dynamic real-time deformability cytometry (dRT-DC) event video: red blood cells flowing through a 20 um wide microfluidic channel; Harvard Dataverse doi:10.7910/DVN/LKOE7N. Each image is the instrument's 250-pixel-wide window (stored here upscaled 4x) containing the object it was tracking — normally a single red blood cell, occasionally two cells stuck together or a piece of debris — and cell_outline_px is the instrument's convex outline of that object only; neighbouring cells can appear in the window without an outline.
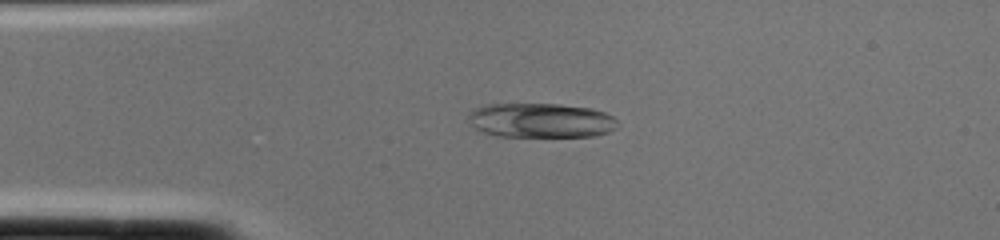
{"species": "common noctule bat (a hibernating species)", "species_latin": "Nyctalus noctula", "temperature_condition": "cold", "stored_images_in_passage": 2, "camera_frame_rate_fps": 3000, "um_per_image_px": 0.085, "animal": {"sex": "female", "body_mass_g": 22.0, "forearm_length_mm": 56.7}, "frame": {"image": 1, "passage_image": 1, "time_ms": 0.0, "image_size_px": [1000, 240], "cell_outline_px": [[620, 124], [616, 128], [608, 132], [596, 136], [496, 136], [484, 132], [476, 128], [472, 124], [468, 116], [468, 112], [472, 108], [488, 104], [560, 104], [592, 108], [604, 112], [612, 116]], "centroid_in_image_um": [45.99, 10.22], "position_along_channel_um": 39.0, "area_um2": 30.17}}